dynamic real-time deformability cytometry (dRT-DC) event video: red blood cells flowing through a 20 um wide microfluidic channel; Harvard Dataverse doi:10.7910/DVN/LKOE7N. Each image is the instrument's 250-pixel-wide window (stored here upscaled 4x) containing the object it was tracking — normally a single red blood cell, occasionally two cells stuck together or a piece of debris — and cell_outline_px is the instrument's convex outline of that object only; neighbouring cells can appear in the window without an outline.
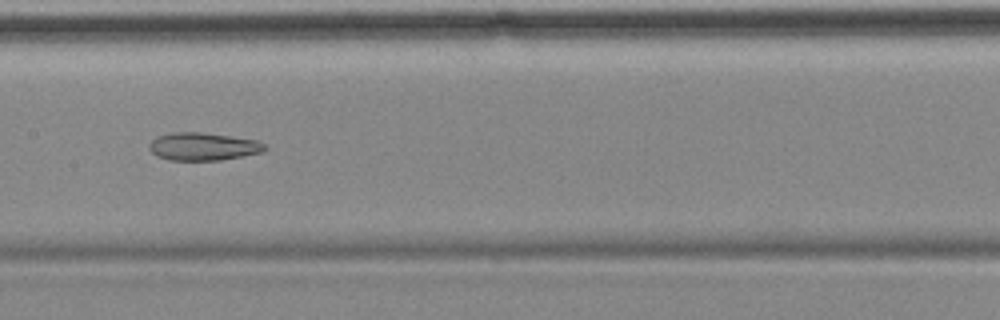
{"species": "common noctule bat (a hibernating species)", "species_latin": "Nyctalus noctula", "temperature_condition": "cold", "stored_images_in_passage": 14, "camera_frame_rate_fps": 3000, "um_per_image_px": 0.085, "animal": {"sex": "female", "body_mass_g": 18.4}, "frame": {"image": 1, "passage_image": 7, "time_ms": 8.0, "image_size_px": [1000, 320], "cell_outline_px": [[268, 148], [264, 152], [244, 156], [220, 160], [168, 160], [156, 156], [148, 148], [148, 144], [156, 136], [176, 132], [200, 132], [256, 140], [264, 144]], "centroid_in_image_um": [17.25, 12.46], "position_along_channel_um": 190.1, "area_um2": 18.79}}
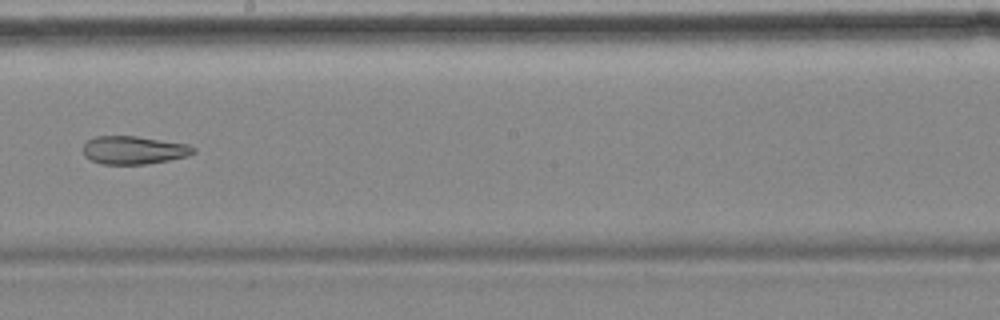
{"frame": {"image": 2, "passage_image": 8, "time_ms": 9.333, "image_size_px": [1000, 320], "cell_outline_px": [[196, 152], [188, 156], [168, 160], [144, 164], [100, 164], [84, 156], [84, 144], [88, 140], [96, 136], [136, 136], [188, 144], [196, 148]], "centroid_in_image_um": [11.39, 12.76], "position_along_channel_um": 236.8, "area_um2": 18.03}, "authors_computed_cell_mechanics": {"area_um2": 22.8888, "velocity_mm_per_s": 3.5321, "shape_relaxation_time_tau1_ms": null, "shape_relaxation_time_tau2_ms": 1.5683, "deformation_change_tau1": null, "deformation_change_tau2": 0.0775}}